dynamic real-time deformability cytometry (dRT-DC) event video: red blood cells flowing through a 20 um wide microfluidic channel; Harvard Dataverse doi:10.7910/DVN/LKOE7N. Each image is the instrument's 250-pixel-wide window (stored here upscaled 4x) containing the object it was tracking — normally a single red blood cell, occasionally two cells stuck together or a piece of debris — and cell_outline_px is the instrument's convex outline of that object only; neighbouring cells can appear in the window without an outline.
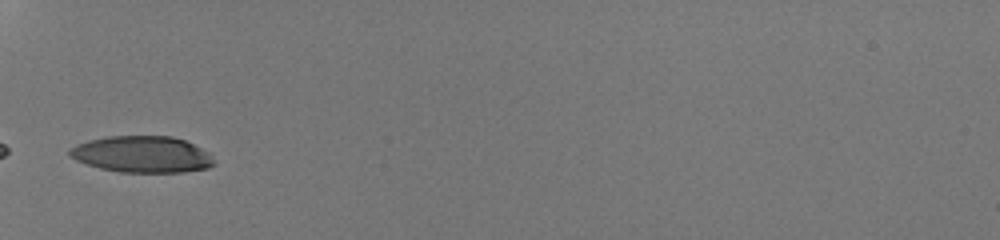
{"species": "human", "species_latin": "Homo sapiens", "temperature_condition": "room temperature", "stored_images_in_passage": 27, "camera_frame_rate_fps": 3000, "um_per_image_px": 0.085, "donor": {"sex": "male"}, "frame": {"image": 1, "passage_image": 1, "time_ms": 0.0, "image_size_px": [1000, 240], "cell_outline_px": [[216, 164], [208, 168], [184, 172], [120, 172], [100, 168], [76, 160], [68, 156], [68, 148], [76, 144], [88, 140], [108, 136], [172, 136], [184, 140], [208, 152]], "centroid_in_image_um": [12.05, 13.12], "position_along_channel_um": 73.0, "area_um2": 30.75}}
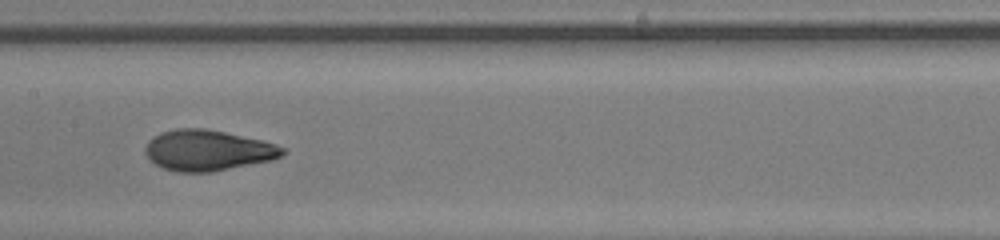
{"frame": {"image": 2, "passage_image": 10, "time_ms": 3.0, "image_size_px": [1000, 240], "cell_outline_px": [[288, 148], [280, 156], [272, 160], [212, 172], [176, 172], [164, 168], [156, 164], [144, 152], [144, 148], [148, 140], [152, 136], [160, 132], [176, 128], [204, 128], [224, 132], [260, 140], [276, 144]], "centroid_in_image_um": [17.64, 12.77], "position_along_channel_um": 189.8, "area_um2": 32.6}}
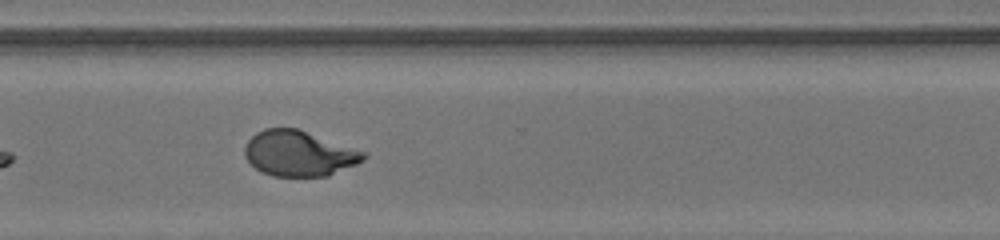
{"frame": {"image": 3, "passage_image": 21, "time_ms": 6.667, "image_size_px": [1000, 240], "cell_outline_px": [[368, 156], [364, 160], [356, 164], [328, 176], [272, 176], [260, 172], [244, 156], [244, 148], [248, 140], [256, 132], [264, 128], [296, 128], [368, 152]], "centroid_in_image_um": [25.42, 13.04], "position_along_channel_um": 345.2, "area_um2": 31.62}, "authors_computed_cell_mechanics": {"area_um2": 32.0212, "velocity_mm_per_s": 4.2478, "shape_relaxation_time_tau1_ms": 3.1541, "shape_relaxation_time_tau2_ms": null, "deformation_change_tau1": 0.1869, "deformation_change_tau2": null}}